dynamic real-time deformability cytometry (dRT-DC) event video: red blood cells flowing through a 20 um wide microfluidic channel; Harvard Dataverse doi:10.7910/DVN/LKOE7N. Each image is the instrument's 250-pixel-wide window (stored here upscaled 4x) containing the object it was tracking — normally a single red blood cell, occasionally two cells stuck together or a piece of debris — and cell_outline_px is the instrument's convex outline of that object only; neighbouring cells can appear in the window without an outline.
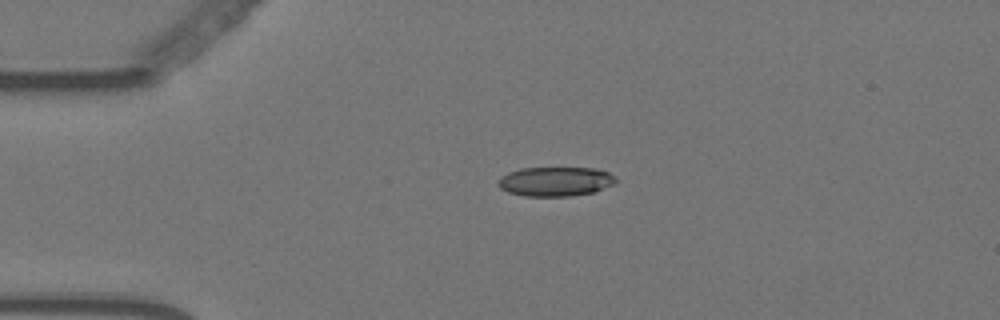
{"species": "Egyptian fruit bat (a non-hibernating species)", "species_latin": "Rousettus aegyptiacus", "temperature_condition": "warm", "stored_images_in_passage": 45, "camera_frame_rate_fps": 3000, "um_per_image_px": 0.085, "animal": {"sex": "female"}, "frame": {"image": 1, "passage_image": 1, "time_ms": 0.0, "image_size_px": [1000, 320], "cell_outline_px": [[616, 180], [612, 184], [592, 192], [568, 196], [524, 196], [508, 192], [500, 188], [496, 184], [500, 176], [508, 172], [520, 168], [596, 168], [608, 172], [616, 176]], "centroid_in_image_um": [47.15, 15.41], "position_along_channel_um": 37.8, "area_um2": 20.11}}
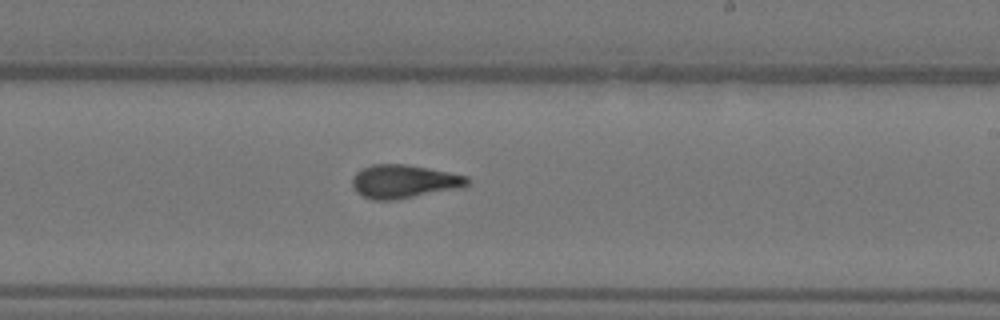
{"frame": {"image": 2, "passage_image": 22, "time_ms": 7.0, "image_size_px": [1000, 320], "cell_outline_px": [[468, 184], [464, 188], [396, 200], [372, 200], [356, 192], [352, 188], [352, 176], [356, 172], [372, 164], [404, 164], [448, 172], [468, 176]], "centroid_in_image_um": [34.33, 15.44], "position_along_channel_um": 254.7, "area_um2": 22.6}}
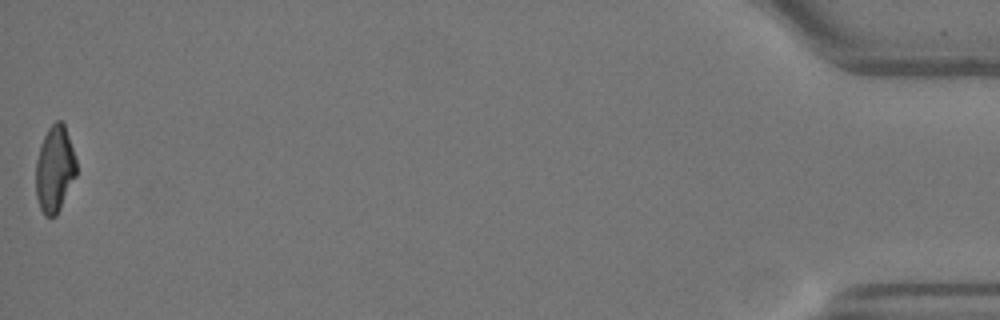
{"frame": {"image": 3, "passage_image": 45, "time_ms": 14.667, "image_size_px": [1000, 320], "cell_outline_px": [[76, 176], [56, 216], [44, 216], [40, 208], [36, 196], [36, 160], [44, 136], [48, 128], [56, 120], [60, 120], [64, 124], [76, 160]], "centroid_in_image_um": [4.64, 14.39], "position_along_channel_um": 430.6, "area_um2": 20.17}, "authors_computed_cell_mechanics": {"area_um2": 21.5594, "velocity_mm_per_s": 3.5652, "shape_relaxation_time_tau1_ms": 8.7704, "shape_relaxation_time_tau2_ms": 1.9468, "deformation_change_tau1": 0.2269, "deformation_change_tau2": 0.0928}}